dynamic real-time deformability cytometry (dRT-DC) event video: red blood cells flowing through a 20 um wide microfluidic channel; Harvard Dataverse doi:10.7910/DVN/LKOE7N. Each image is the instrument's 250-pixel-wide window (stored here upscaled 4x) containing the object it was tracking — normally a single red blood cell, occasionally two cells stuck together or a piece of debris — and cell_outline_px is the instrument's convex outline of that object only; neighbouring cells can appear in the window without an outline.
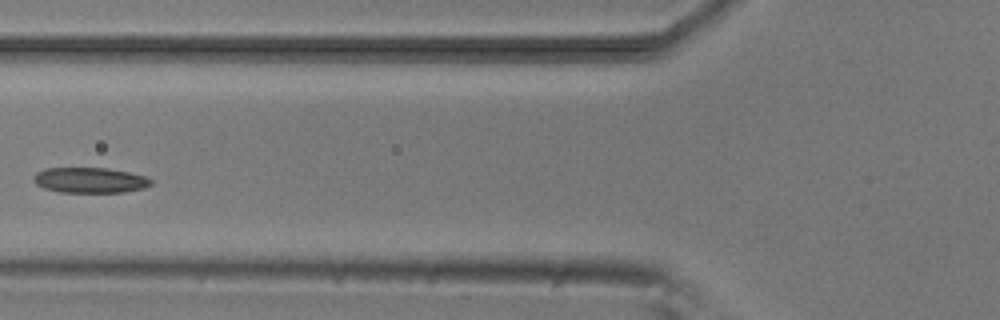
{"species": "common noctule bat (a hibernating species)", "species_latin": "Nyctalus noctula", "temperature_condition": "room temperature", "stored_images_in_passage": 6, "camera_frame_rate_fps": 3000, "um_per_image_px": 0.085, "animal": {"sex": "male", "body_mass_g": 20.5, "forearm_length_mm": 52.5}, "frame": {"image": 1, "passage_image": 5, "time_ms": 4.667, "image_size_px": [1000, 320], "cell_outline_px": [[152, 184], [144, 188], [124, 192], [60, 192], [44, 188], [36, 184], [32, 180], [32, 176], [36, 172], [44, 168], [104, 168], [128, 172], [144, 176], [152, 180]], "centroid_in_image_um": [7.6, 15.31], "position_along_channel_um": 118.2, "area_um2": 17.4}}
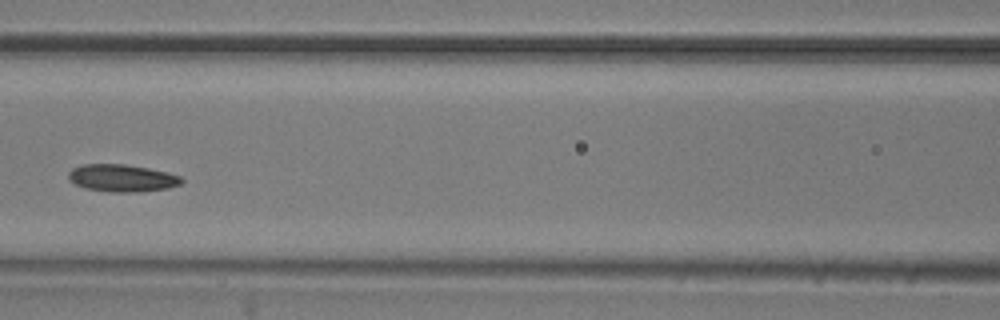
{"frame": {"image": 2, "passage_image": 6, "time_ms": 5.667, "image_size_px": [1000, 320], "cell_outline_px": [[184, 180], [180, 184], [168, 188], [140, 192], [108, 192], [84, 188], [68, 180], [68, 172], [72, 168], [80, 164], [124, 164], [148, 168], [168, 172], [180, 176]], "centroid_in_image_um": [10.35, 15.13], "position_along_channel_um": 156.3, "area_um2": 18.21}}